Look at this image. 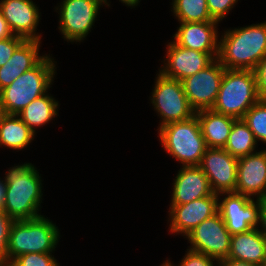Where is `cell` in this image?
Here are the masks:
<instances>
[{"label":"cell","instance_id":"32","mask_svg":"<svg viewBox=\"0 0 266 266\" xmlns=\"http://www.w3.org/2000/svg\"><path fill=\"white\" fill-rule=\"evenodd\" d=\"M259 98L266 102V56L257 64L254 69Z\"/></svg>","mask_w":266,"mask_h":266},{"label":"cell","instance_id":"34","mask_svg":"<svg viewBox=\"0 0 266 266\" xmlns=\"http://www.w3.org/2000/svg\"><path fill=\"white\" fill-rule=\"evenodd\" d=\"M12 36H14V34L0 11V40L10 38Z\"/></svg>","mask_w":266,"mask_h":266},{"label":"cell","instance_id":"37","mask_svg":"<svg viewBox=\"0 0 266 266\" xmlns=\"http://www.w3.org/2000/svg\"><path fill=\"white\" fill-rule=\"evenodd\" d=\"M0 178V209H2L4 201H5V193H6V182L4 179Z\"/></svg>","mask_w":266,"mask_h":266},{"label":"cell","instance_id":"25","mask_svg":"<svg viewBox=\"0 0 266 266\" xmlns=\"http://www.w3.org/2000/svg\"><path fill=\"white\" fill-rule=\"evenodd\" d=\"M171 11L179 22L214 21L207 6V0H172Z\"/></svg>","mask_w":266,"mask_h":266},{"label":"cell","instance_id":"17","mask_svg":"<svg viewBox=\"0 0 266 266\" xmlns=\"http://www.w3.org/2000/svg\"><path fill=\"white\" fill-rule=\"evenodd\" d=\"M173 35L174 41L187 49L202 53H219V33L217 21L179 22Z\"/></svg>","mask_w":266,"mask_h":266},{"label":"cell","instance_id":"27","mask_svg":"<svg viewBox=\"0 0 266 266\" xmlns=\"http://www.w3.org/2000/svg\"><path fill=\"white\" fill-rule=\"evenodd\" d=\"M15 266H60L52 253H27L16 257Z\"/></svg>","mask_w":266,"mask_h":266},{"label":"cell","instance_id":"35","mask_svg":"<svg viewBox=\"0 0 266 266\" xmlns=\"http://www.w3.org/2000/svg\"><path fill=\"white\" fill-rule=\"evenodd\" d=\"M217 266H260V265L249 263V262H244L240 260L225 258V259L219 260Z\"/></svg>","mask_w":266,"mask_h":266},{"label":"cell","instance_id":"23","mask_svg":"<svg viewBox=\"0 0 266 266\" xmlns=\"http://www.w3.org/2000/svg\"><path fill=\"white\" fill-rule=\"evenodd\" d=\"M59 103L47 92L31 101L17 115L36 134L37 127H43L58 116Z\"/></svg>","mask_w":266,"mask_h":266},{"label":"cell","instance_id":"36","mask_svg":"<svg viewBox=\"0 0 266 266\" xmlns=\"http://www.w3.org/2000/svg\"><path fill=\"white\" fill-rule=\"evenodd\" d=\"M121 3H124L126 6L131 7V9L136 6H138V4L140 3L141 0H119ZM104 6H108L110 5V3L108 2V0H103Z\"/></svg>","mask_w":266,"mask_h":266},{"label":"cell","instance_id":"13","mask_svg":"<svg viewBox=\"0 0 266 266\" xmlns=\"http://www.w3.org/2000/svg\"><path fill=\"white\" fill-rule=\"evenodd\" d=\"M166 51L164 64L158 70L163 76L179 81L206 68L218 58V53L187 49L179 46L174 40L167 44Z\"/></svg>","mask_w":266,"mask_h":266},{"label":"cell","instance_id":"5","mask_svg":"<svg viewBox=\"0 0 266 266\" xmlns=\"http://www.w3.org/2000/svg\"><path fill=\"white\" fill-rule=\"evenodd\" d=\"M157 132L164 151L182 164L180 166H199L207 146L196 115L167 124Z\"/></svg>","mask_w":266,"mask_h":266},{"label":"cell","instance_id":"18","mask_svg":"<svg viewBox=\"0 0 266 266\" xmlns=\"http://www.w3.org/2000/svg\"><path fill=\"white\" fill-rule=\"evenodd\" d=\"M170 205H181L213 195L209 179L199 166H182L174 182Z\"/></svg>","mask_w":266,"mask_h":266},{"label":"cell","instance_id":"14","mask_svg":"<svg viewBox=\"0 0 266 266\" xmlns=\"http://www.w3.org/2000/svg\"><path fill=\"white\" fill-rule=\"evenodd\" d=\"M169 231L183 237L202 221L218 213V194L206 196L186 204L169 205Z\"/></svg>","mask_w":266,"mask_h":266},{"label":"cell","instance_id":"12","mask_svg":"<svg viewBox=\"0 0 266 266\" xmlns=\"http://www.w3.org/2000/svg\"><path fill=\"white\" fill-rule=\"evenodd\" d=\"M237 166L238 158L224 148H207L199 164L216 194L235 192Z\"/></svg>","mask_w":266,"mask_h":266},{"label":"cell","instance_id":"22","mask_svg":"<svg viewBox=\"0 0 266 266\" xmlns=\"http://www.w3.org/2000/svg\"><path fill=\"white\" fill-rule=\"evenodd\" d=\"M35 133L15 114H5L0 122V147L23 150L34 140Z\"/></svg>","mask_w":266,"mask_h":266},{"label":"cell","instance_id":"30","mask_svg":"<svg viewBox=\"0 0 266 266\" xmlns=\"http://www.w3.org/2000/svg\"><path fill=\"white\" fill-rule=\"evenodd\" d=\"M238 0H207L208 12L214 21L220 22L226 18Z\"/></svg>","mask_w":266,"mask_h":266},{"label":"cell","instance_id":"28","mask_svg":"<svg viewBox=\"0 0 266 266\" xmlns=\"http://www.w3.org/2000/svg\"><path fill=\"white\" fill-rule=\"evenodd\" d=\"M164 263L165 266H175L173 261L171 262L169 259ZM178 263V266H217L218 261L204 253L188 248L184 257Z\"/></svg>","mask_w":266,"mask_h":266},{"label":"cell","instance_id":"38","mask_svg":"<svg viewBox=\"0 0 266 266\" xmlns=\"http://www.w3.org/2000/svg\"><path fill=\"white\" fill-rule=\"evenodd\" d=\"M4 115H5V112H4L3 105L1 102V97H0V122H1V119Z\"/></svg>","mask_w":266,"mask_h":266},{"label":"cell","instance_id":"16","mask_svg":"<svg viewBox=\"0 0 266 266\" xmlns=\"http://www.w3.org/2000/svg\"><path fill=\"white\" fill-rule=\"evenodd\" d=\"M32 0H1L0 11L7 21L12 33L25 40L41 41L37 26L41 13Z\"/></svg>","mask_w":266,"mask_h":266},{"label":"cell","instance_id":"7","mask_svg":"<svg viewBox=\"0 0 266 266\" xmlns=\"http://www.w3.org/2000/svg\"><path fill=\"white\" fill-rule=\"evenodd\" d=\"M156 76L150 103L160 117L158 130L167 124L192 118L196 112L191 108L182 82L167 78L160 72Z\"/></svg>","mask_w":266,"mask_h":266},{"label":"cell","instance_id":"9","mask_svg":"<svg viewBox=\"0 0 266 266\" xmlns=\"http://www.w3.org/2000/svg\"><path fill=\"white\" fill-rule=\"evenodd\" d=\"M260 208V199L235 192L218 194V212L231 235L258 228Z\"/></svg>","mask_w":266,"mask_h":266},{"label":"cell","instance_id":"33","mask_svg":"<svg viewBox=\"0 0 266 266\" xmlns=\"http://www.w3.org/2000/svg\"><path fill=\"white\" fill-rule=\"evenodd\" d=\"M258 230L266 237V198L261 200Z\"/></svg>","mask_w":266,"mask_h":266},{"label":"cell","instance_id":"2","mask_svg":"<svg viewBox=\"0 0 266 266\" xmlns=\"http://www.w3.org/2000/svg\"><path fill=\"white\" fill-rule=\"evenodd\" d=\"M266 56V21L226 29L219 39L218 60L225 69L254 70Z\"/></svg>","mask_w":266,"mask_h":266},{"label":"cell","instance_id":"31","mask_svg":"<svg viewBox=\"0 0 266 266\" xmlns=\"http://www.w3.org/2000/svg\"><path fill=\"white\" fill-rule=\"evenodd\" d=\"M25 39L19 36H12L0 40V67H2L13 55L15 49L24 41Z\"/></svg>","mask_w":266,"mask_h":266},{"label":"cell","instance_id":"6","mask_svg":"<svg viewBox=\"0 0 266 266\" xmlns=\"http://www.w3.org/2000/svg\"><path fill=\"white\" fill-rule=\"evenodd\" d=\"M259 100L254 70L225 69L212 110L242 119Z\"/></svg>","mask_w":266,"mask_h":266},{"label":"cell","instance_id":"1","mask_svg":"<svg viewBox=\"0 0 266 266\" xmlns=\"http://www.w3.org/2000/svg\"><path fill=\"white\" fill-rule=\"evenodd\" d=\"M37 168L32 163H22L6 171L5 201L2 210L14 221L42 216L43 184Z\"/></svg>","mask_w":266,"mask_h":266},{"label":"cell","instance_id":"21","mask_svg":"<svg viewBox=\"0 0 266 266\" xmlns=\"http://www.w3.org/2000/svg\"><path fill=\"white\" fill-rule=\"evenodd\" d=\"M195 115L199 120L207 148H224L236 119L212 109L198 111Z\"/></svg>","mask_w":266,"mask_h":266},{"label":"cell","instance_id":"4","mask_svg":"<svg viewBox=\"0 0 266 266\" xmlns=\"http://www.w3.org/2000/svg\"><path fill=\"white\" fill-rule=\"evenodd\" d=\"M59 240L60 230L44 215L14 221L8 239L9 262L27 253H53Z\"/></svg>","mask_w":266,"mask_h":266},{"label":"cell","instance_id":"10","mask_svg":"<svg viewBox=\"0 0 266 266\" xmlns=\"http://www.w3.org/2000/svg\"><path fill=\"white\" fill-rule=\"evenodd\" d=\"M224 72V66L215 59L206 68L181 81L185 95L195 112L212 109Z\"/></svg>","mask_w":266,"mask_h":266},{"label":"cell","instance_id":"26","mask_svg":"<svg viewBox=\"0 0 266 266\" xmlns=\"http://www.w3.org/2000/svg\"><path fill=\"white\" fill-rule=\"evenodd\" d=\"M242 119L254 134L257 142L260 141L266 145V102L259 100Z\"/></svg>","mask_w":266,"mask_h":266},{"label":"cell","instance_id":"3","mask_svg":"<svg viewBox=\"0 0 266 266\" xmlns=\"http://www.w3.org/2000/svg\"><path fill=\"white\" fill-rule=\"evenodd\" d=\"M55 63L50 54H45L35 67L25 71L0 91L5 114L17 115L31 101L50 91L57 70Z\"/></svg>","mask_w":266,"mask_h":266},{"label":"cell","instance_id":"15","mask_svg":"<svg viewBox=\"0 0 266 266\" xmlns=\"http://www.w3.org/2000/svg\"><path fill=\"white\" fill-rule=\"evenodd\" d=\"M235 193L252 199L266 198V148L238 158Z\"/></svg>","mask_w":266,"mask_h":266},{"label":"cell","instance_id":"20","mask_svg":"<svg viewBox=\"0 0 266 266\" xmlns=\"http://www.w3.org/2000/svg\"><path fill=\"white\" fill-rule=\"evenodd\" d=\"M227 258L263 266L266 258V237L258 228L231 235Z\"/></svg>","mask_w":266,"mask_h":266},{"label":"cell","instance_id":"19","mask_svg":"<svg viewBox=\"0 0 266 266\" xmlns=\"http://www.w3.org/2000/svg\"><path fill=\"white\" fill-rule=\"evenodd\" d=\"M41 41L24 40L11 58L0 67V91L9 86L17 77L35 67L45 55H40Z\"/></svg>","mask_w":266,"mask_h":266},{"label":"cell","instance_id":"40","mask_svg":"<svg viewBox=\"0 0 266 266\" xmlns=\"http://www.w3.org/2000/svg\"><path fill=\"white\" fill-rule=\"evenodd\" d=\"M0 266H5V264L3 262L0 261Z\"/></svg>","mask_w":266,"mask_h":266},{"label":"cell","instance_id":"11","mask_svg":"<svg viewBox=\"0 0 266 266\" xmlns=\"http://www.w3.org/2000/svg\"><path fill=\"white\" fill-rule=\"evenodd\" d=\"M189 249L204 253L219 261L229 255L231 234L218 212L192 229L186 237Z\"/></svg>","mask_w":266,"mask_h":266},{"label":"cell","instance_id":"29","mask_svg":"<svg viewBox=\"0 0 266 266\" xmlns=\"http://www.w3.org/2000/svg\"><path fill=\"white\" fill-rule=\"evenodd\" d=\"M13 222L14 220L0 209V261L4 264L9 262L8 239Z\"/></svg>","mask_w":266,"mask_h":266},{"label":"cell","instance_id":"8","mask_svg":"<svg viewBox=\"0 0 266 266\" xmlns=\"http://www.w3.org/2000/svg\"><path fill=\"white\" fill-rule=\"evenodd\" d=\"M57 7L59 31L68 42H82L91 32L103 0H62ZM102 5V6H101Z\"/></svg>","mask_w":266,"mask_h":266},{"label":"cell","instance_id":"39","mask_svg":"<svg viewBox=\"0 0 266 266\" xmlns=\"http://www.w3.org/2000/svg\"><path fill=\"white\" fill-rule=\"evenodd\" d=\"M5 266H15L12 262H7Z\"/></svg>","mask_w":266,"mask_h":266},{"label":"cell","instance_id":"24","mask_svg":"<svg viewBox=\"0 0 266 266\" xmlns=\"http://www.w3.org/2000/svg\"><path fill=\"white\" fill-rule=\"evenodd\" d=\"M257 143L254 134L243 119H236L224 149L232 156L240 158L257 152Z\"/></svg>","mask_w":266,"mask_h":266}]
</instances>
